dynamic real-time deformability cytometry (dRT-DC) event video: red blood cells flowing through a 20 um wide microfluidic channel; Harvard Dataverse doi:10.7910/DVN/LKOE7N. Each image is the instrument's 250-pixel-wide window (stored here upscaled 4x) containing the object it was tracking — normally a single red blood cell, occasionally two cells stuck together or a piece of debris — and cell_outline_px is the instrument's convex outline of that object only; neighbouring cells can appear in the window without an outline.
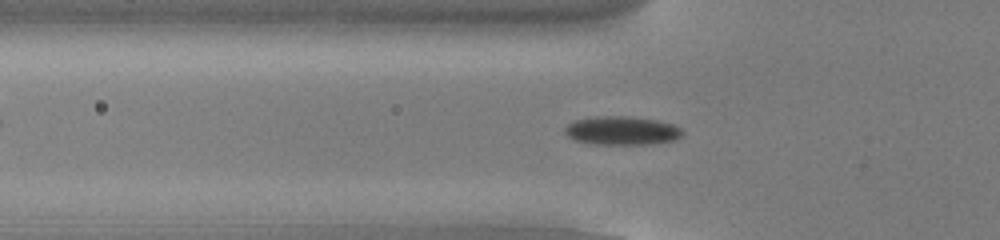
{"species": "common noctule bat (a hibernating species)", "species_latin": "Nyctalus noctula", "temperature_condition": "cold", "stored_images_in_passage": 38, "camera_frame_rate_fps": 3000, "um_per_image_px": 0.085, "animal": {"sex": "male", "body_mass_g": 13.0, "forearm_length_mm": 53.1}, "frame": {"image": 1, "passage_image": 2, "time_ms": 0.333, "image_size_px": [1000, 240], "cell_outline_px": [[684, 132], [676, 140], [652, 144], [596, 144], [576, 140], [568, 136], [564, 132], [564, 128], [568, 124], [576, 120], [596, 116], [628, 116], [656, 120], [672, 124], [680, 128]], "centroid_in_image_um": [52.87, 11.1], "position_along_channel_um": 72.9, "area_um2": 19.54}}
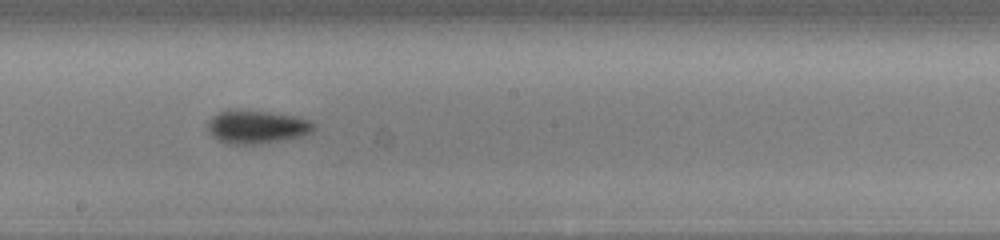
{"frame": {"image": 2, "passage_image": 14, "time_ms": 4.333, "image_size_px": [1000, 240], "cell_outline_px": [[316, 128], [312, 132], [304, 136], [284, 140], [260, 144], [224, 144], [216, 140], [208, 132], [208, 120], [212, 116], [228, 108], [236, 108], [268, 112], [296, 116], [308, 120], [316, 124]], "centroid_in_image_um": [21.8, 10.78], "position_along_channel_um": 226.4, "area_um2": 21.21}}
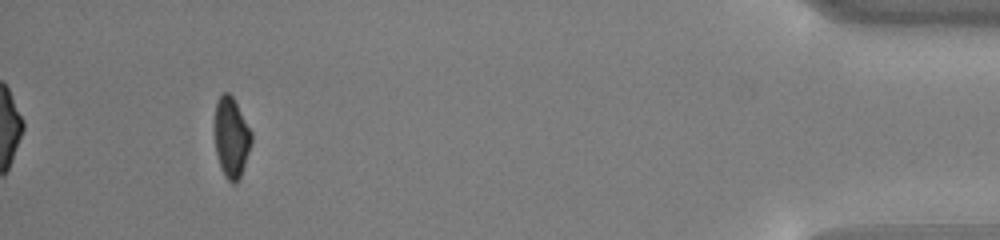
{"frame": {"image": 3, "passage_image": 34, "time_ms": 11.0, "image_size_px": [1000, 240], "cell_outline_px": [[252, 144], [240, 176], [236, 184], [232, 184], [224, 176], [220, 168], [216, 152], [216, 100], [224, 92], [228, 92], [232, 96], [252, 132]], "centroid_in_image_um": [19.68, 11.71], "position_along_channel_um": 415.5, "area_um2": 16.99}, "authors_computed_cell_mechanics": {"area_um2": 18.9584, "velocity_mm_per_s": 3.8276, "shape_relaxation_time_tau1_ms": 1.3474, "shape_relaxation_time_tau2_ms": null, "deformation_change_tau1": 0.1038, "deformation_change_tau2": null}}